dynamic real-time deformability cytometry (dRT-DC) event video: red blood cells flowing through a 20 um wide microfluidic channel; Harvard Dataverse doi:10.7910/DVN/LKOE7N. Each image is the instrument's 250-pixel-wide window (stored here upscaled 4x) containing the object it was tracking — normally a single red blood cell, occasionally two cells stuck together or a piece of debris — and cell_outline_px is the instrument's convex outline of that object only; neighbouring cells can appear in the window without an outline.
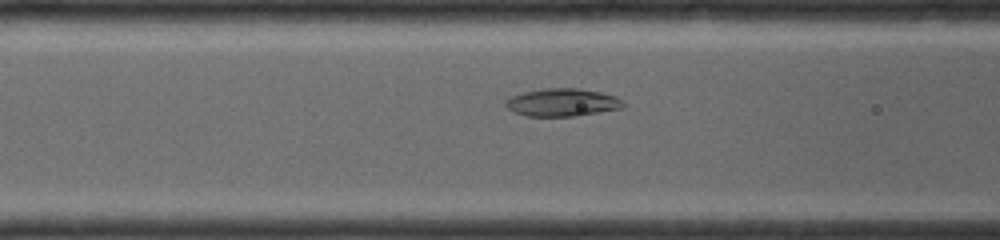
{"species": "common noctule bat (a hibernating species)", "species_latin": "Nyctalus noctula", "temperature_condition": "room temperature", "stored_images_in_passage": 10, "camera_frame_rate_fps": 4000, "um_per_image_px": 0.085, "animal": {"sex": "female", "body_mass_g": 19.0, "forearm_length_mm": 56.7}, "frame": {"image": 1, "passage_image": 7, "time_ms": 2.0, "image_size_px": [1000, 240], "cell_outline_px": [[624, 108], [576, 116], [524, 116], [508, 108], [504, 104], [504, 100], [512, 96], [524, 92], [544, 88], [576, 88], [600, 92], [616, 96], [624, 100]], "centroid_in_image_um": [47.82, 8.71], "position_along_channel_um": 118.8, "area_um2": 19.13}}